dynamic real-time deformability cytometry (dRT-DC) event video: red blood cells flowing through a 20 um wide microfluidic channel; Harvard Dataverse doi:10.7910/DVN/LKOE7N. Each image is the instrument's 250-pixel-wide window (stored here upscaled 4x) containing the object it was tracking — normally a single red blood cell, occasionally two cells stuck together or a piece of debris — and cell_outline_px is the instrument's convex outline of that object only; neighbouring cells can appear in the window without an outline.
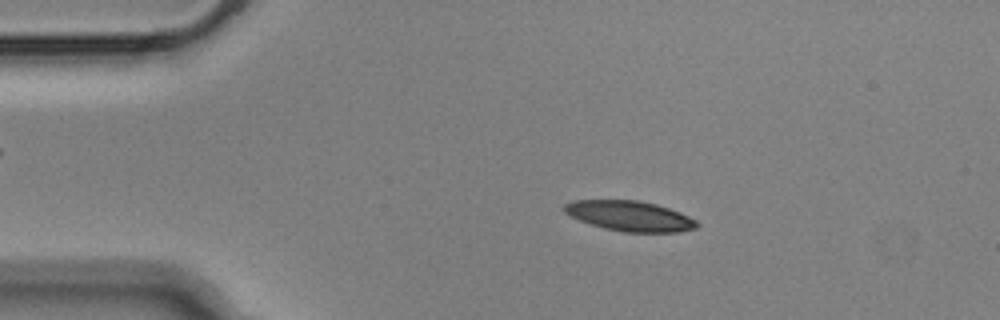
{"species": "Egyptian fruit bat (a non-hibernating species)", "species_latin": "Rousettus aegyptiacus", "temperature_condition": "cold", "stored_images_in_passage": 49, "camera_frame_rate_fps": 3000, "um_per_image_px": 0.085, "animal": {"sex": "male"}, "frame": {"image": 1, "passage_image": 4, "time_ms": 1.0, "image_size_px": [1000, 320], "cell_outline_px": [[700, 224], [696, 228], [676, 232], [624, 232], [604, 228], [580, 220], [564, 212], [564, 204], [572, 200], [640, 200], [656, 204], [680, 212], [696, 220]], "centroid_in_image_um": [53.55, 18.35], "position_along_channel_um": 31.5, "area_um2": 23.24}}
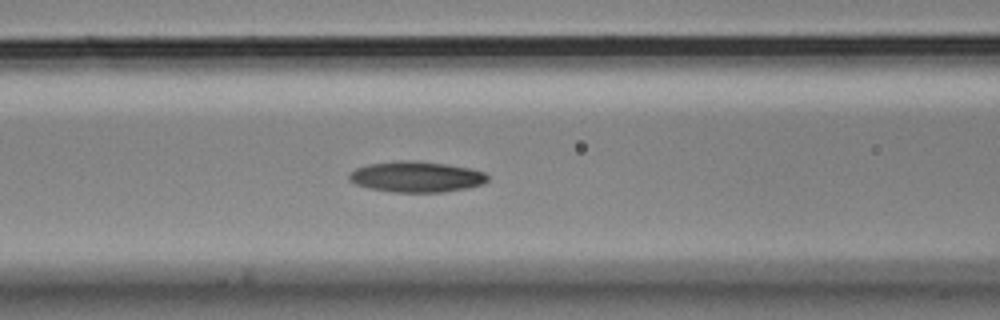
{"frame": {"image": 2, "passage_image": 16, "time_ms": 5.0, "image_size_px": [1000, 320], "cell_outline_px": [[488, 180], [484, 184], [468, 188], [444, 192], [392, 192], [368, 188], [356, 184], [348, 180], [348, 176], [356, 168], [368, 164], [400, 160], [412, 160], [444, 164], [468, 168], [484, 172], [488, 176]], "centroid_in_image_um": [35.39, 15.03], "position_along_channel_um": 131.2, "area_um2": 24.85}}
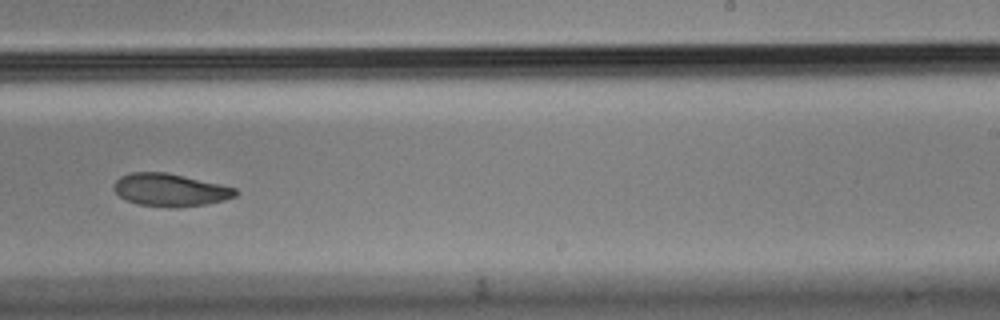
{"frame": {"image": 3, "passage_image": 28, "time_ms": 9.0, "image_size_px": [1000, 320], "cell_outline_px": [[240, 192], [236, 196], [224, 200], [208, 204], [180, 208], [172, 208], [136, 204], [124, 200], [112, 188], [116, 180], [120, 176], [132, 172], [164, 172], [220, 184], [236, 188]], "centroid_in_image_um": [14.46, 16.16], "position_along_channel_um": 274.5, "area_um2": 23.41}, "authors_computed_cell_mechanics": {"area_um2": 24.565, "velocity_mm_per_s": 3.5891, "shape_relaxation_time_tau1_ms": 10.5749, "shape_relaxation_time_tau2_ms": 4.5112, "deformation_change_tau1": 0.1983, "deformation_change_tau2": 0.0838}}